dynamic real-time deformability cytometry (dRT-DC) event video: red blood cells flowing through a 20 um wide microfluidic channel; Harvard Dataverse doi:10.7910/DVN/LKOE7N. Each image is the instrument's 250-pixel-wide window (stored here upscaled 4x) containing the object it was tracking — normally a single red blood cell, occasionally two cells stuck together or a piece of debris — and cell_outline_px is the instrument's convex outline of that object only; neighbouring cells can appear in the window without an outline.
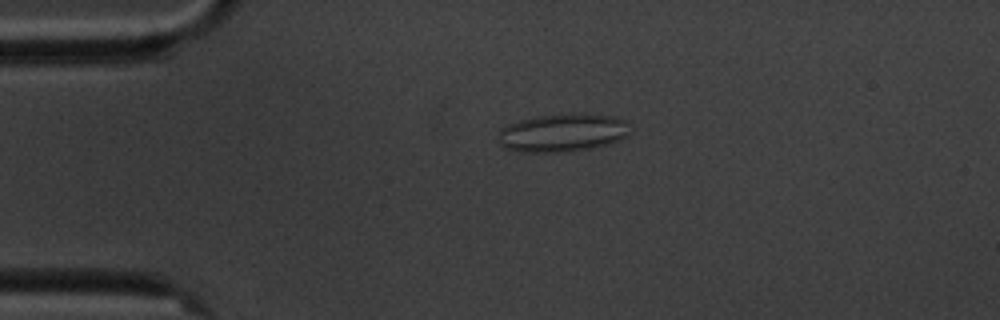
{"species": "common noctule bat (a hibernating species)", "species_latin": "Nyctalus noctula", "temperature_condition": "cold", "stored_images_in_passage": 4, "camera_frame_rate_fps": 3000, "um_per_image_px": 0.085, "animal": {"sex": "male", "body_mass_g": 20.1, "forearm_length_mm": 53.5}, "frame": {"image": 1, "passage_image": 3, "time_ms": 3.0, "image_size_px": [1000, 320], "cell_outline_px": [[628, 136], [608, 144], [588, 148], [564, 152], [524, 152], [504, 148], [500, 144], [500, 128], [508, 124], [520, 120], [536, 116], [584, 112], [616, 116], [624, 120]], "centroid_in_image_um": [47.8, 11.26], "position_along_channel_um": 37.2, "area_um2": 29.25}}